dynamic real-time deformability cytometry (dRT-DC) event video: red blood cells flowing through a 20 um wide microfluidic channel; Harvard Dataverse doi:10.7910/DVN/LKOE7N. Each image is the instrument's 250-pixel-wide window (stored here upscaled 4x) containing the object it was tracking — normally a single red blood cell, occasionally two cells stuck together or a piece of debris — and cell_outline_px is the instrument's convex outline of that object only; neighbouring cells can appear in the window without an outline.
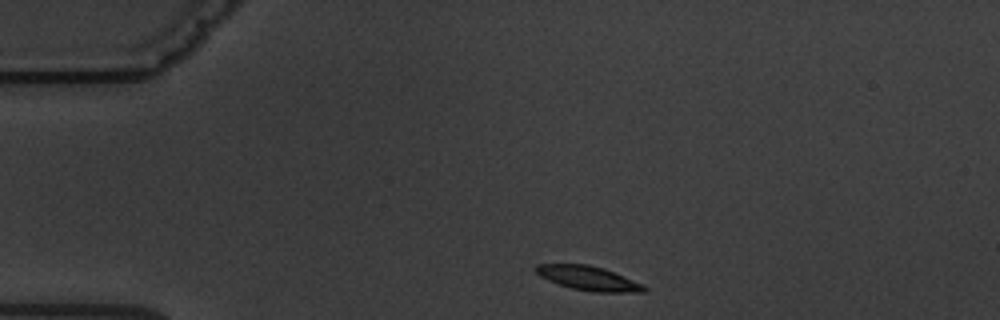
{"species": "common noctule bat (a hibernating species)", "species_latin": "Nyctalus noctula", "temperature_condition": "warm", "stored_images_in_passage": 3, "camera_frame_rate_fps": 3000, "um_per_image_px": 0.085, "animal": {"sex": "male", "body_mass_g": 19.5, "forearm_length_mm": 54.6}, "frame": {"image": 1, "passage_image": 1, "time_ms": 0.0, "image_size_px": [1000, 320], "cell_outline_px": [[648, 288], [644, 292], [592, 292], [572, 288], [548, 280], [540, 276], [532, 268], [536, 264], [588, 264], [604, 268], [644, 284]], "centroid_in_image_um": [50.02, 23.64], "position_along_channel_um": 35.0, "area_um2": 15.37}}